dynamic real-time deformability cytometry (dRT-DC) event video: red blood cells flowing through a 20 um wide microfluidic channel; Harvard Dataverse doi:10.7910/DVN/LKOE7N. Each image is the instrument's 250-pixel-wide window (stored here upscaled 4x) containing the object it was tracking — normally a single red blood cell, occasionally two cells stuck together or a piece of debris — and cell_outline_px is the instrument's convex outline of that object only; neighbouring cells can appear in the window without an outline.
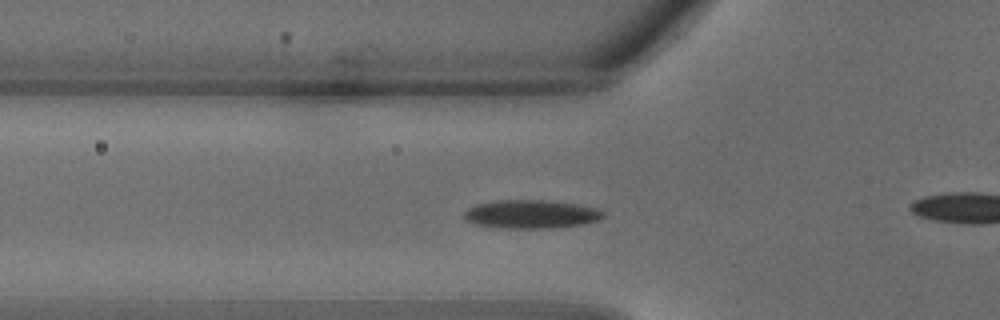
{"species": "common noctule bat (a hibernating species)", "species_latin": "Nyctalus noctula", "temperature_condition": "warm", "stored_images_in_passage": 31, "camera_frame_rate_fps": 3000, "um_per_image_px": 0.085, "animal": {"sex": "male", "body_mass_g": 18.8}, "frame": {"image": 1, "passage_image": 9, "time_ms": 2.667, "image_size_px": [1000, 320], "cell_outline_px": [[604, 216], [600, 220], [584, 224], [552, 228], [496, 228], [476, 224], [464, 220], [464, 212], [468, 208], [476, 204], [496, 200], [548, 200], [576, 204], [600, 208], [604, 212]], "centroid_in_image_um": [45.16, 18.2], "position_along_channel_um": 80.6, "area_um2": 23.41}}
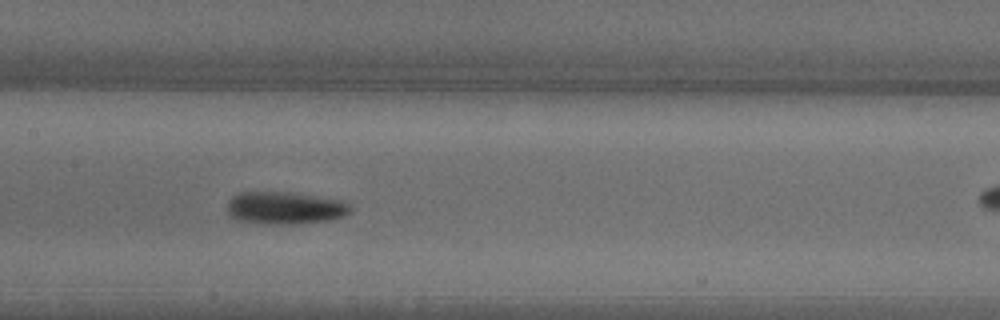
{"frame": {"image": 2, "passage_image": 14, "time_ms": 4.333, "image_size_px": [1000, 320], "cell_outline_px": [[352, 208], [344, 216], [328, 220], [296, 224], [256, 224], [236, 220], [228, 212], [228, 200], [232, 196], [240, 192], [292, 192], [344, 200]], "centroid_in_image_um": [24.2, 17.67], "position_along_channel_um": 183.2, "area_um2": 23.58}}
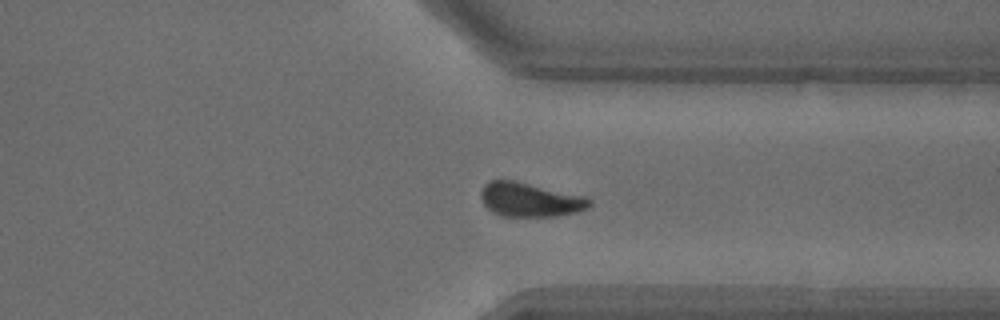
{"frame": {"image": 3, "passage_image": 23, "time_ms": 7.333, "image_size_px": [1000, 320], "cell_outline_px": [[592, 204], [588, 208], [576, 212], [556, 216], [504, 216], [492, 212], [484, 204], [480, 196], [480, 192], [484, 184], [488, 180], [516, 180], [588, 196], [592, 200]], "centroid_in_image_um": [45.08, 16.95], "position_along_channel_um": 366.3, "area_um2": 21.96}}